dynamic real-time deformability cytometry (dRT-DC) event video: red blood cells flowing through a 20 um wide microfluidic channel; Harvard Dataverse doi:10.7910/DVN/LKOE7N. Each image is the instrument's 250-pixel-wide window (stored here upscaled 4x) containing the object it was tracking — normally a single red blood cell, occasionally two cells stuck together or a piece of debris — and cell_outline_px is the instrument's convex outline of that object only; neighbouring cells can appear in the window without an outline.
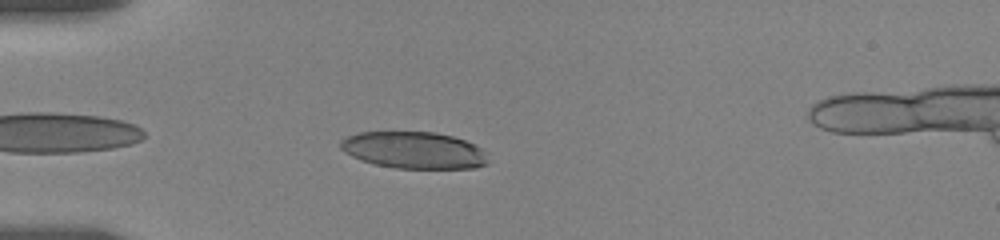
{"species": "human", "species_latin": "Homo sapiens", "temperature_condition": "room temperature", "stored_images_in_passage": 47, "camera_frame_rate_fps": 3000, "um_per_image_px": 0.085, "donor": {"sex": "female"}, "frame": {"image": 1, "passage_image": 4, "time_ms": 1.0, "image_size_px": [1000, 240], "cell_outline_px": [[488, 164], [476, 168], [396, 168], [376, 164], [360, 160], [344, 152], [340, 148], [340, 140], [348, 136], [360, 132], [432, 132], [452, 136], [464, 140], [480, 148], [488, 160]], "centroid_in_image_um": [35.15, 12.77], "position_along_channel_um": 49.8, "area_um2": 31.44}}
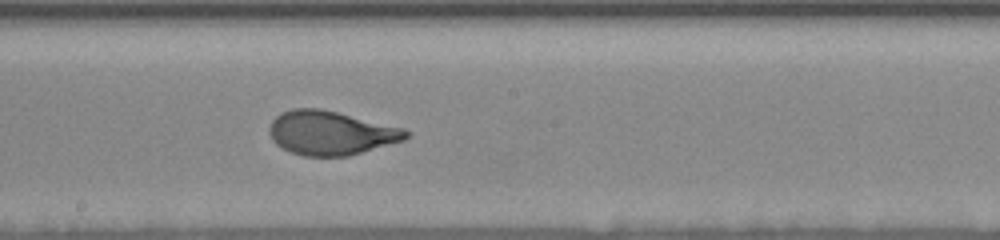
{"frame": {"image": 2, "passage_image": 22, "time_ms": 6.333, "image_size_px": [1000, 240], "cell_outline_px": [[412, 132], [404, 140], [348, 156], [304, 156], [292, 152], [276, 144], [272, 140], [268, 132], [268, 128], [272, 120], [280, 112], [292, 108], [320, 108], [404, 128]], "centroid_in_image_um": [28.1, 11.29], "position_along_channel_um": 220.1, "area_um2": 35.03}}
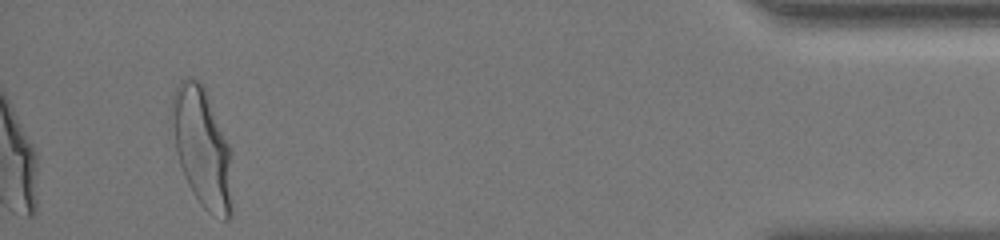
{"frame": {"image": 3, "passage_image": 47, "time_ms": 13.667, "image_size_px": [1000, 240], "cell_outline_px": [[232, 216], [228, 220], [224, 220], [212, 216], [200, 204], [192, 192], [184, 176], [168, 128], [168, 120], [172, 96], [180, 80], [200, 80], [208, 96], [228, 144], [232, 200]], "centroid_in_image_um": [17.11, 12.58], "position_along_channel_um": 418.1, "area_um2": 42.25}, "authors_computed_cell_mechanics": {"area_um2": 35.1424, "velocity_mm_per_s": 3.5271, "shape_relaxation_time_tau1_ms": 3.8747, "shape_relaxation_time_tau2_ms": null, "deformation_change_tau1": 0.2179, "deformation_change_tau2": null}}